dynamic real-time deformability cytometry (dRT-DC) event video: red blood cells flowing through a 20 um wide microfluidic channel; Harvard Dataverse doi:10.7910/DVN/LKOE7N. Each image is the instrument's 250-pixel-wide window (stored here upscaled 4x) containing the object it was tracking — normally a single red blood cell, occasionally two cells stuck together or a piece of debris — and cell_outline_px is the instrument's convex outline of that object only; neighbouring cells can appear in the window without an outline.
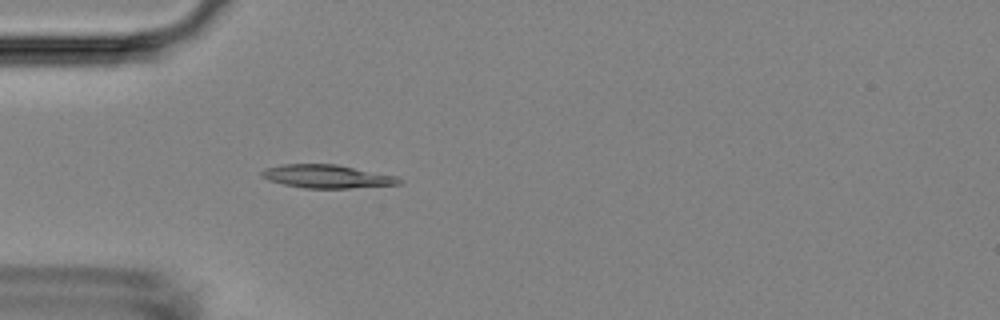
{"species": "Egyptian fruit bat (a non-hibernating species)", "species_latin": "Rousettus aegyptiacus", "temperature_condition": "room temperature", "stored_images_in_passage": 3, "camera_frame_rate_fps": 3000, "um_per_image_px": 0.085, "animal": {"sex": "female"}, "frame": {"image": 1, "passage_image": 3, "time_ms": 0.667, "image_size_px": [1000, 320], "cell_outline_px": [[404, 180], [400, 184], [348, 188], [304, 188], [284, 184], [268, 180], [260, 176], [260, 172], [264, 168], [284, 164], [336, 164], [396, 176]], "centroid_in_image_um": [27.77, 14.99], "position_along_channel_um": 57.2, "area_um2": 18.61}}